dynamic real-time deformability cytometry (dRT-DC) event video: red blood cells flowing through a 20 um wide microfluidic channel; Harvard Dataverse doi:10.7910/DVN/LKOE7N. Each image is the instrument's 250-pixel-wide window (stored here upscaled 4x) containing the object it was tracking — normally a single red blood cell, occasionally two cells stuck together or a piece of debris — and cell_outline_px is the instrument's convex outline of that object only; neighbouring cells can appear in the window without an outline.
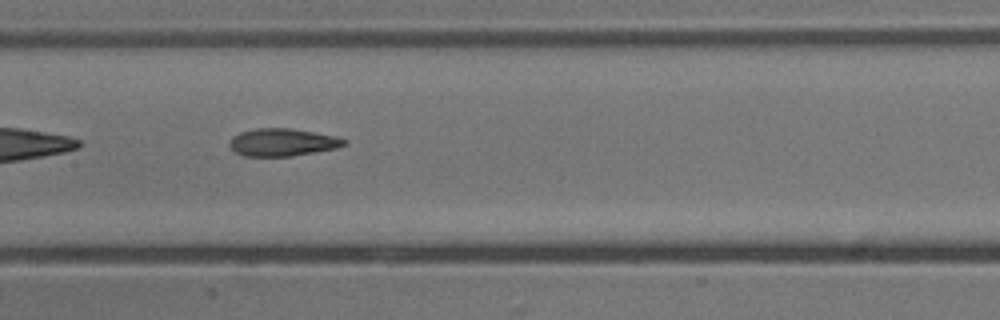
{"species": "common noctule bat (a hibernating species)", "species_latin": "Nyctalus noctula", "temperature_condition": "cold", "stored_images_in_passage": 12, "camera_frame_rate_fps": 3000, "um_per_image_px": 0.085, "animal": {"sex": "male", "body_mass_g": 13.3}, "frame": {"image": 1, "passage_image": 4, "time_ms": 4.333, "image_size_px": [1000, 320], "cell_outline_px": [[348, 144], [336, 148], [292, 156], [244, 156], [236, 152], [228, 144], [232, 136], [240, 132], [256, 128], [292, 128], [336, 136], [348, 140]], "centroid_in_image_um": [24.03, 12.09], "position_along_channel_um": 183.4, "area_um2": 18.5}}
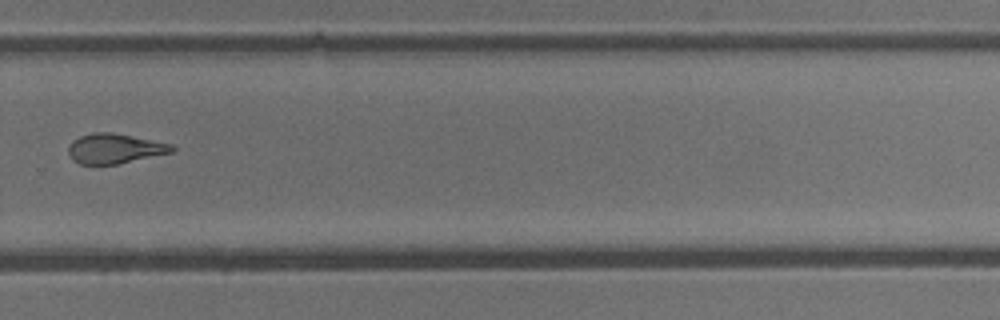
{"frame": {"image": 2, "passage_image": 7, "time_ms": 8.0, "image_size_px": [1000, 320], "cell_outline_px": [[176, 152], [116, 164], [80, 164], [72, 160], [68, 152], [68, 148], [72, 140], [80, 136], [96, 132], [112, 132], [172, 144], [176, 148]], "centroid_in_image_um": [9.77, 12.63], "position_along_channel_um": 320.0, "area_um2": 18.09}}
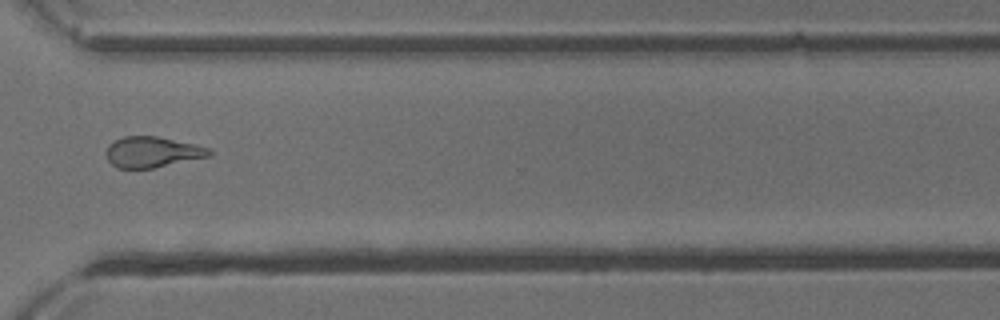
{"frame": {"image": 3, "passage_image": 8, "time_ms": 9.0, "image_size_px": [1000, 320], "cell_outline_px": [[212, 156], [152, 168], [116, 168], [108, 160], [104, 152], [108, 144], [124, 136], [156, 136], [196, 144], [208, 148], [212, 152]], "centroid_in_image_um": [12.93, 12.92], "position_along_channel_um": 357.7, "area_um2": 18.55}, "authors_computed_cell_mechanics": {"area_um2": 18.4093, "velocity_mm_per_s": 3.7283, "shape_relaxation_time_tau1_ms": null, "shape_relaxation_time_tau2_ms": 7.0107, "deformation_change_tau1": null, "deformation_change_tau2": 0.0901}}